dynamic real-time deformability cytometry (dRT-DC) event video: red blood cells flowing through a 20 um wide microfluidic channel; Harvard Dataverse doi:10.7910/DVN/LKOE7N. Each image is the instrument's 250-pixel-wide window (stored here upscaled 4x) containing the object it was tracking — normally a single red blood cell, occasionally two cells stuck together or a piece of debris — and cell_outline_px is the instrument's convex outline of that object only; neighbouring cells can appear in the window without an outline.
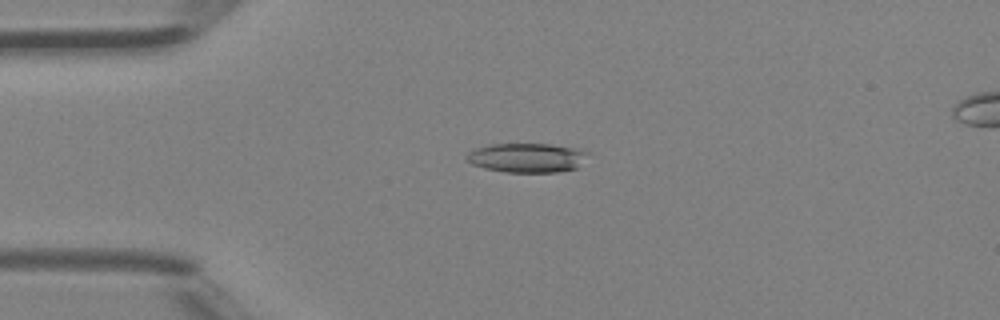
{"species": "Egyptian fruit bat (a non-hibernating species)", "species_latin": "Rousettus aegyptiacus", "temperature_condition": "room temperature", "stored_images_in_passage": 5, "camera_frame_rate_fps": 3000, "um_per_image_px": 0.085, "animal": {"sex": "female"}, "frame": {"image": 1, "passage_image": 3, "time_ms": 0.667, "image_size_px": [1000, 320], "cell_outline_px": [[592, 152], [576, 168], [556, 172], [504, 172], [484, 168], [472, 164], [464, 160], [464, 156], [472, 148], [492, 144], [552, 144], [576, 148]], "centroid_in_image_um": [44.75, 13.4], "position_along_channel_um": 40.2, "area_um2": 21.04}}
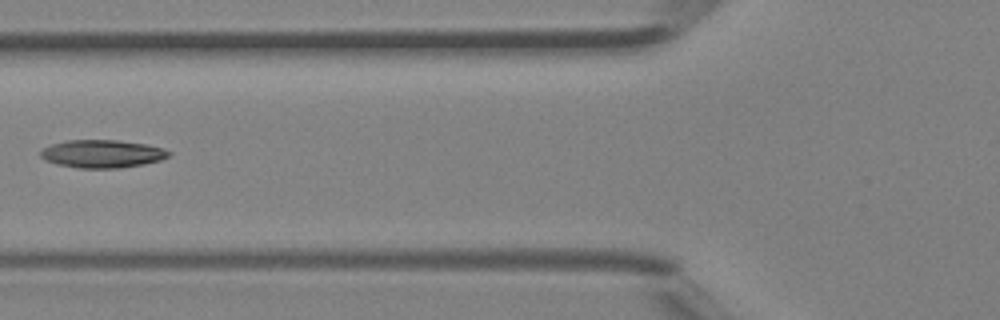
{"frame": {"image": 2, "passage_image": 5, "time_ms": 1.333, "image_size_px": [1000, 320], "cell_outline_px": [[172, 152], [168, 156], [160, 160], [144, 164], [120, 168], [80, 168], [56, 164], [44, 160], [40, 156], [40, 152], [44, 148], [52, 144], [68, 140], [116, 140], [148, 144], [164, 148]], "centroid_in_image_um": [8.7, 13.07], "position_along_channel_um": 117.1, "area_um2": 20.92}}